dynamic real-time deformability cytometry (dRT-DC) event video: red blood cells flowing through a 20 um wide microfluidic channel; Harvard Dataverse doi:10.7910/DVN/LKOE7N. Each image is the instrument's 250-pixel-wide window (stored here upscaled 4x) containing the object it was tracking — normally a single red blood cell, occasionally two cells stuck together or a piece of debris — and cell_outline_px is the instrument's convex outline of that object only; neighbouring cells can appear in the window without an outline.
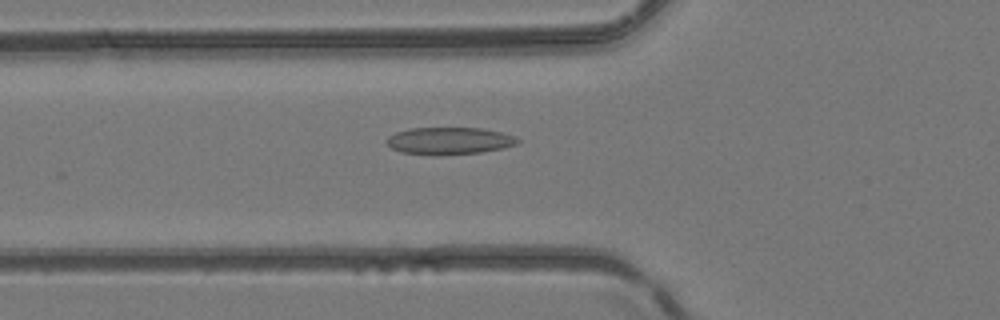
{"species": "common noctule bat (a hibernating species)", "species_latin": "Nyctalus noctula", "temperature_condition": "room temperature", "stored_images_in_passage": 6, "camera_frame_rate_fps": 3000, "um_per_image_px": 0.085, "animal": {"sex": "female", "body_mass_g": 24.6, "forearm_length_mm": 56.2}, "frame": {"image": 1, "passage_image": 6, "time_ms": 1.667, "image_size_px": [1000, 320], "cell_outline_px": [[520, 140], [516, 144], [504, 148], [480, 152], [400, 152], [392, 148], [384, 140], [388, 136], [396, 132], [408, 128], [480, 128], [500, 132], [512, 136]], "centroid_in_image_um": [38.17, 11.92], "position_along_channel_um": 87.6, "area_um2": 19.65}}